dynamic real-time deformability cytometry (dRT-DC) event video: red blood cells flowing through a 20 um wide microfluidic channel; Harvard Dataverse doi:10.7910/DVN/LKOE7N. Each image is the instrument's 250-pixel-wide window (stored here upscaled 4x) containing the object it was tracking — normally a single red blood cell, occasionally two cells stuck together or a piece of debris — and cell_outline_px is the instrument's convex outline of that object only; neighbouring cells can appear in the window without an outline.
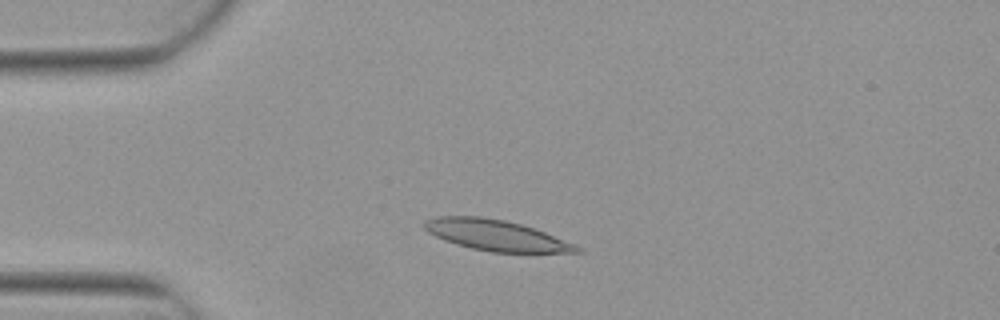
{"species": "Egyptian fruit bat (a non-hibernating species)", "species_latin": "Rousettus aegyptiacus", "temperature_condition": "warm", "stored_images_in_passage": 6, "camera_frame_rate_fps": 3000, "um_per_image_px": 0.085, "animal": {"sex": "female"}, "frame": {"image": 1, "passage_image": 2, "time_ms": 0.333, "image_size_px": [1000, 320], "cell_outline_px": [[584, 252], [492, 252], [472, 248], [456, 244], [444, 240], [428, 232], [424, 228], [424, 220], [436, 216], [480, 216], [504, 220], [520, 224], [544, 232], [572, 244], [580, 248]], "centroid_in_image_um": [42.08, 19.99], "position_along_channel_um": 42.9, "area_um2": 26.82}}
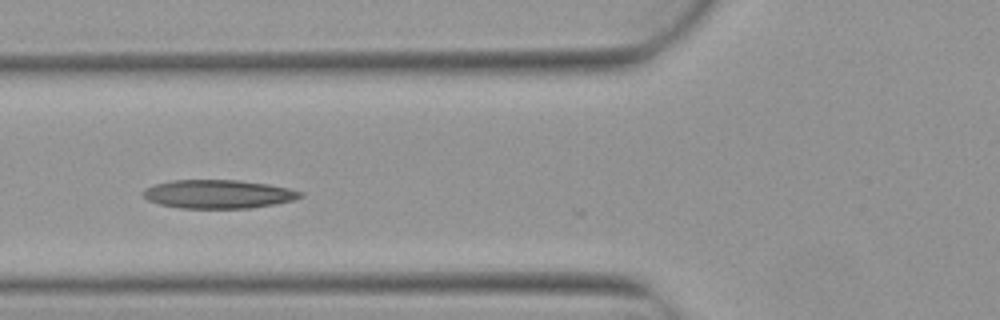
{"frame": {"image": 2, "passage_image": 4, "time_ms": 1.0, "image_size_px": [1000, 320], "cell_outline_px": [[304, 196], [292, 200], [276, 204], [248, 208], [180, 208], [160, 204], [148, 200], [144, 196], [144, 192], [148, 188], [156, 184], [172, 180], [236, 180], [268, 184], [288, 188], [304, 192]], "centroid_in_image_um": [18.6, 16.5], "position_along_channel_um": 107.2, "area_um2": 25.95}}
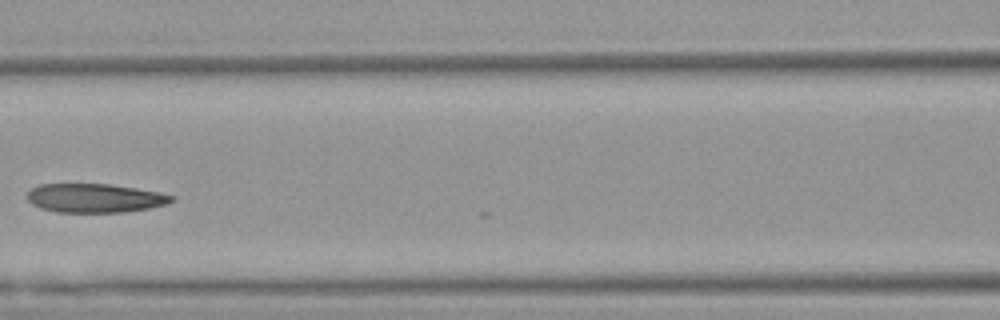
{"frame": {"image": 3, "passage_image": 5, "time_ms": 1.333, "image_size_px": [1000, 320], "cell_outline_px": [[176, 200], [168, 204], [148, 208], [124, 212], [56, 212], [40, 208], [32, 204], [28, 200], [28, 192], [32, 188], [40, 184], [112, 184], [160, 192], [176, 196]], "centroid_in_image_um": [8.11, 16.83], "position_along_channel_um": 158.5, "area_um2": 24.45}}